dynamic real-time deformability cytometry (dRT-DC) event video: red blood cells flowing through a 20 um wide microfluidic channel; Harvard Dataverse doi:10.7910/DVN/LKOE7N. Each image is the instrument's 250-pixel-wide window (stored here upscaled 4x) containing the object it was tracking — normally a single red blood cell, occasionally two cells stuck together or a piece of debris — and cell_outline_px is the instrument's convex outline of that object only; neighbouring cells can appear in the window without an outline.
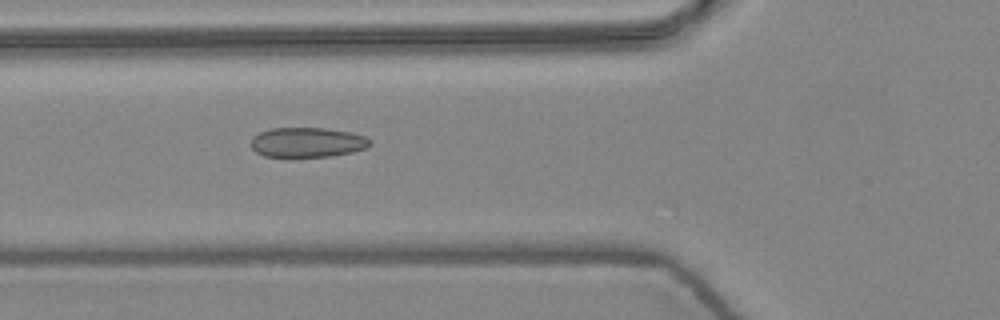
{"species": "common noctule bat (a hibernating species)", "species_latin": "Nyctalus noctula", "temperature_condition": "warm", "stored_images_in_passage": 5, "camera_frame_rate_fps": 3000, "um_per_image_px": 0.085, "animal": {"sex": "female", "body_mass_g": 24.6, "forearm_length_mm": 56.2}, "frame": {"image": 1, "passage_image": 5, "time_ms": 1.333, "image_size_px": [1000, 320], "cell_outline_px": [[372, 144], [368, 148], [352, 152], [328, 156], [264, 156], [256, 152], [248, 144], [252, 136], [260, 132], [272, 128], [324, 128], [352, 132], [364, 136], [372, 140]], "centroid_in_image_um": [26.12, 12.09], "position_along_channel_um": 99.7, "area_um2": 20.81}}